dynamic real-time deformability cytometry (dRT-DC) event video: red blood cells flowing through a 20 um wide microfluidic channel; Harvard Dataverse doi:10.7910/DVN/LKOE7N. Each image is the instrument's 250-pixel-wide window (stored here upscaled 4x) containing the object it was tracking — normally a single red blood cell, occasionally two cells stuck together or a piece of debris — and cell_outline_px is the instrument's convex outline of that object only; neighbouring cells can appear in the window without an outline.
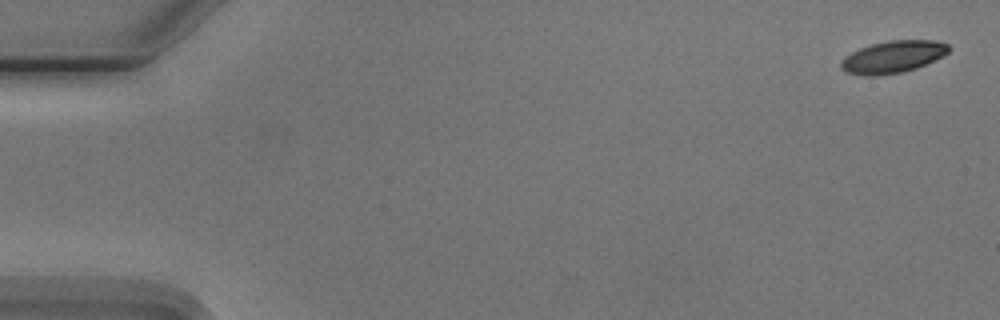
{"species": "Egyptian fruit bat (a non-hibernating species)", "species_latin": "Rousettus aegyptiacus", "temperature_condition": "cold", "stored_images_in_passage": 8, "camera_frame_rate_fps": 3000, "um_per_image_px": 0.085, "animal": {"sex": "male"}, "frame": {"image": 1, "passage_image": 1, "time_ms": 0.0, "image_size_px": [1000, 320], "cell_outline_px": [[952, 48], [948, 52], [916, 68], [900, 72], [876, 76], [868, 76], [848, 72], [840, 68], [840, 60], [844, 56], [860, 48], [872, 44], [888, 40], [936, 40], [948, 44]], "centroid_in_image_um": [75.87, 4.82], "position_along_channel_um": 9.1, "area_um2": 20.0}}
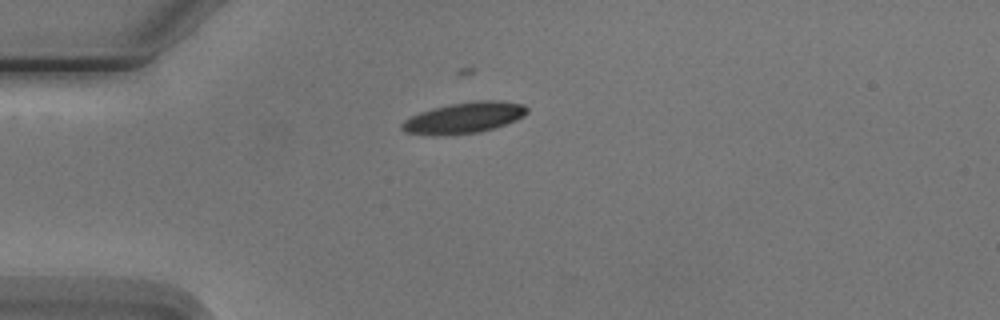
{"frame": {"image": 2, "passage_image": 4, "time_ms": 4.333, "image_size_px": [1000, 320], "cell_outline_px": [[528, 112], [524, 116], [516, 120], [480, 132], [404, 132], [400, 128], [400, 124], [404, 120], [420, 112], [432, 108], [448, 104], [480, 100], [500, 100], [524, 104], [528, 108]], "centroid_in_image_um": [39.54, 9.94], "position_along_channel_um": 45.5, "area_um2": 21.62}}
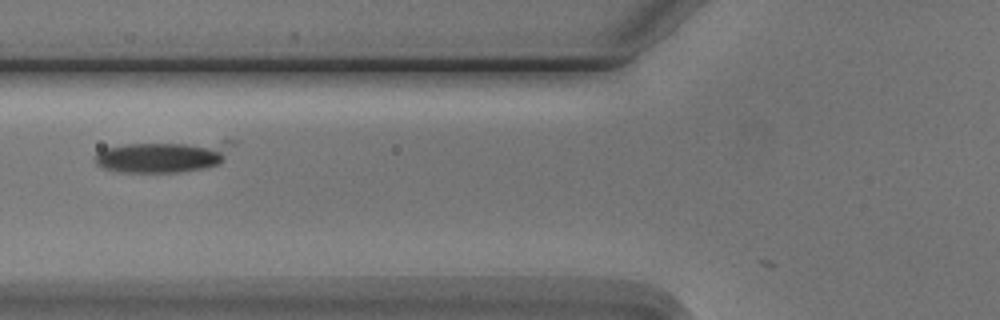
{"frame": {"image": 3, "passage_image": 6, "time_ms": 6.667, "image_size_px": [1000, 320], "cell_outline_px": [[236, 144], [224, 160], [220, 164], [204, 168], [180, 172], [116, 172], [100, 168], [92, 160], [92, 156], [104, 148], [128, 144], [224, 140], [236, 140]], "centroid_in_image_um": [13.92, 13.29], "position_along_channel_um": 111.9, "area_um2": 26.07}}